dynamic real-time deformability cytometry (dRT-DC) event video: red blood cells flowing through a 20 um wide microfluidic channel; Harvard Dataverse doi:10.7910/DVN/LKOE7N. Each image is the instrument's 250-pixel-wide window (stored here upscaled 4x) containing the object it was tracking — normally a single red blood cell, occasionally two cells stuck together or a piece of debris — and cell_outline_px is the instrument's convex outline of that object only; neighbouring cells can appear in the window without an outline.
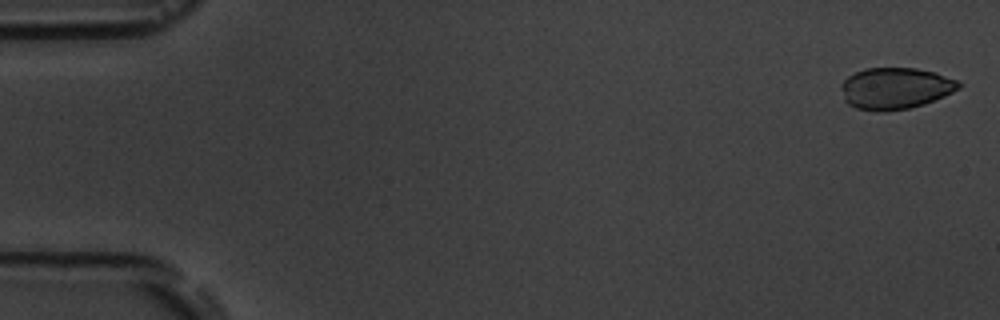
{"species": "common noctule bat (a hibernating species)", "species_latin": "Nyctalus noctula", "temperature_condition": "room temperature", "stored_images_in_passage": 6, "segment_of_instrument_passage": [1, 2], "camera_frame_rate_fps": 3000, "um_per_image_px": 0.085, "animal": {"sex": "male", "body_mass_g": 19.5, "forearm_length_mm": 54.6}, "frame": {"image": 1, "passage_image": 1, "time_ms": 0.0, "image_size_px": [1000, 320], "cell_outline_px": [[964, 84], [960, 88], [944, 96], [924, 104], [908, 108], [884, 112], [876, 112], [856, 108], [848, 104], [844, 100], [840, 88], [840, 84], [848, 76], [864, 68], [916, 68], [936, 72], [956, 80]], "centroid_in_image_um": [76.09, 7.51], "position_along_channel_um": 8.9, "area_um2": 28.73}}